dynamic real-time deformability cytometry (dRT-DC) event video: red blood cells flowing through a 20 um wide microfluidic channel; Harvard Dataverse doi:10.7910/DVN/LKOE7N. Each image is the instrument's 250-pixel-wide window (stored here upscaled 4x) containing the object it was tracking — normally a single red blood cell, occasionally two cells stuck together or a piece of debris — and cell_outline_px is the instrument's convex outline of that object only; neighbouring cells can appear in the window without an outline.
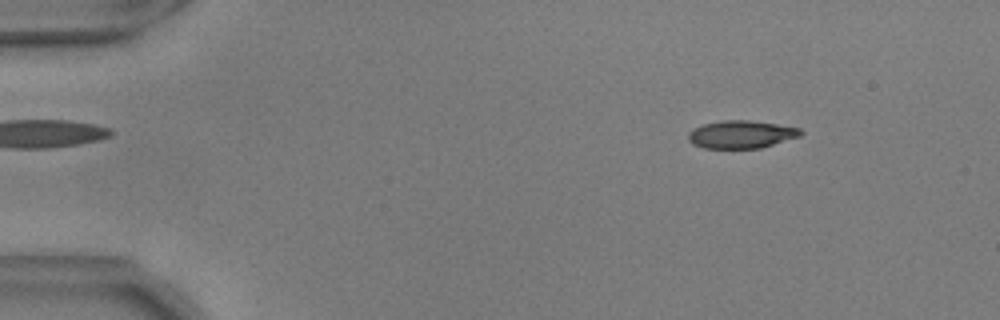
{"species": "common noctule bat (a hibernating species)", "species_latin": "Nyctalus noctula", "temperature_condition": "warm", "stored_images_in_passage": 56, "camera_frame_rate_fps": 3000, "um_per_image_px": 0.085, "animal": {"sex": "male", "body_mass_g": 17.9, "forearm_length_mm": 54.2}, "frame": {"image": 1, "passage_image": 8, "time_ms": 2.333, "image_size_px": [1000, 320], "cell_outline_px": [[804, 132], [800, 136], [760, 148], [704, 148], [692, 144], [688, 140], [688, 132], [692, 128], [704, 124], [724, 120], [748, 120], [776, 124], [800, 128]], "centroid_in_image_um": [62.98, 11.42], "position_along_channel_um": 22.0, "area_um2": 18.15}}
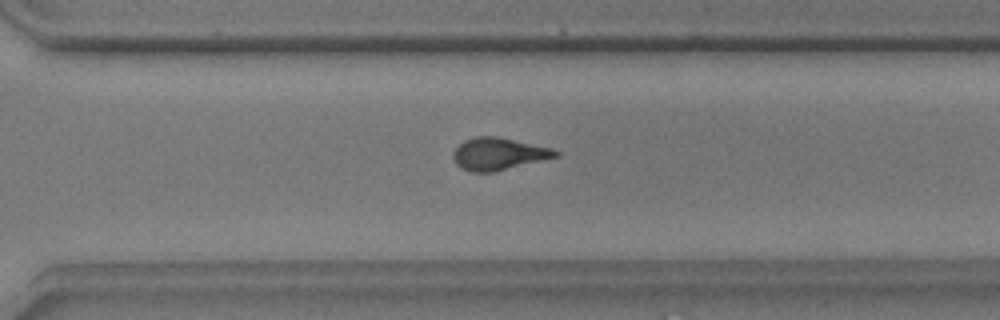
{"frame": {"image": 2, "passage_image": 40, "time_ms": 13.0, "image_size_px": [1000, 320], "cell_outline_px": [[560, 156], [492, 172], [468, 172], [460, 168], [456, 164], [452, 156], [452, 152], [464, 140], [476, 136], [496, 136], [552, 148], [560, 152]], "centroid_in_image_um": [42.35, 13.08], "position_along_channel_um": 328.2, "area_um2": 19.25}}
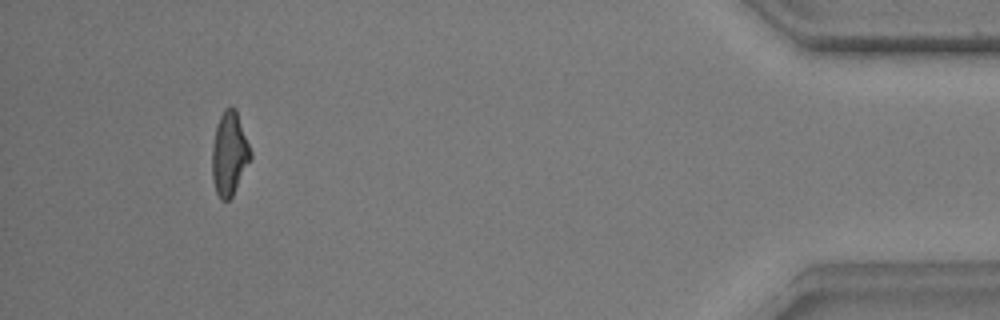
{"frame": {"image": 3, "passage_image": 52, "time_ms": 17.0, "image_size_px": [1000, 320], "cell_outline_px": [[252, 156], [232, 196], [228, 200], [220, 200], [216, 192], [212, 180], [212, 144], [216, 124], [224, 108], [232, 104], [236, 108], [252, 152]], "centroid_in_image_um": [19.48, 13.01], "position_along_channel_um": 415.7, "area_um2": 18.96}, "authors_computed_cell_mechanics": {"area_um2": 18.9584, "velocity_mm_per_s": 3.7024, "shape_relaxation_time_tau1_ms": 5.3889, "shape_relaxation_time_tau2_ms": 1.8188, "deformation_change_tau1": 0.2043, "deformation_change_tau2": 0.1113}}